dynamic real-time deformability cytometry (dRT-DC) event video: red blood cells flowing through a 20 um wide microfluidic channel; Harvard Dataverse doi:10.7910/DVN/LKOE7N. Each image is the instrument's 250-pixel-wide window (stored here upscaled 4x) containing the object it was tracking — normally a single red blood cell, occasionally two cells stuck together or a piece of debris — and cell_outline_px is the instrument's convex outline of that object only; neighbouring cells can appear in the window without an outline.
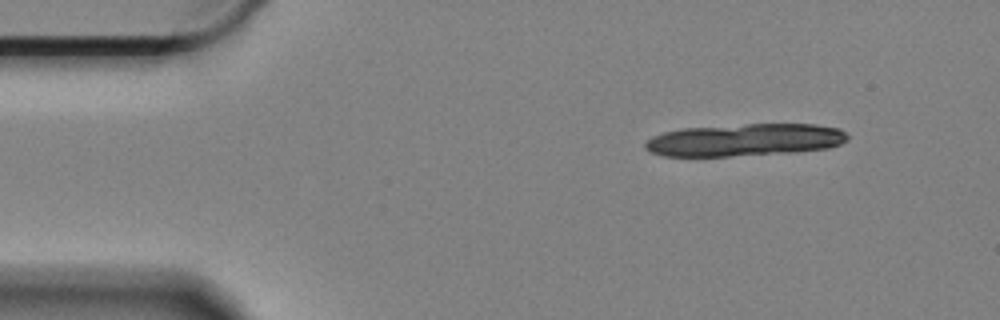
{"species": "Egyptian fruit bat (a non-hibernating species)", "species_latin": "Rousettus aegyptiacus", "temperature_condition": "cold", "stored_images_in_passage": 13, "camera_frame_rate_fps": 3000, "um_per_image_px": 0.085, "animal": {"sex": "female"}, "frame": {"image": 1, "passage_image": 1, "time_ms": 0.0, "image_size_px": [1000, 320], "cell_outline_px": [[848, 140], [840, 144], [828, 148], [796, 152], [728, 156], [664, 156], [652, 152], [644, 148], [644, 144], [652, 136], [664, 132], [684, 128], [748, 124], [816, 124], [840, 128], [848, 136]], "centroid_in_image_um": [63.33, 11.89], "position_along_channel_um": 21.7, "area_um2": 38.21}}